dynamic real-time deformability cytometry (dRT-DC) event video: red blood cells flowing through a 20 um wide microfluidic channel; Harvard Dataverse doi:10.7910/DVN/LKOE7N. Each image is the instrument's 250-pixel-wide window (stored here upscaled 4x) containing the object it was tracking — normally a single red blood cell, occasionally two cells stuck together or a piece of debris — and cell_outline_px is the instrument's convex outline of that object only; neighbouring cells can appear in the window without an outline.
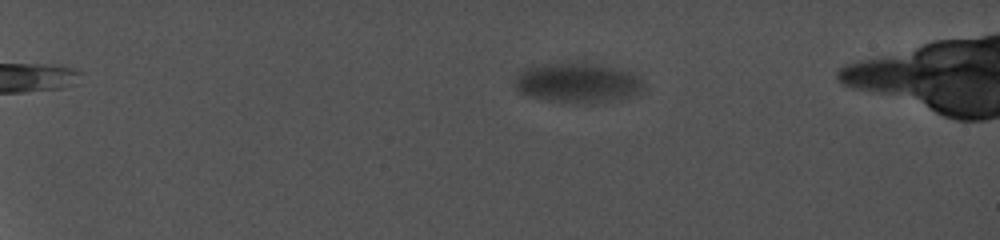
{"species": "common noctule bat (a hibernating species)", "species_latin": "Nyctalus noctula", "temperature_condition": "cold", "stored_images_in_passage": 47, "camera_frame_rate_fps": 5000, "um_per_image_px": 0.085, "animal": {"sex": "female", "body_mass_g": 19.0, "forearm_length_mm": 56.7}, "frame": {"image": 1, "passage_image": 6, "time_ms": 1.8, "image_size_px": [1000, 240], "cell_outline_px": [[644, 92], [640, 96], [620, 100], [588, 104], [572, 104], [548, 100], [516, 92], [512, 84], [516, 76], [524, 68], [544, 64], [584, 64], [612, 68], [628, 72], [640, 76], [644, 84]], "centroid_in_image_um": [49.13, 7.1], "position_along_channel_um": 35.9, "area_um2": 30.23}}
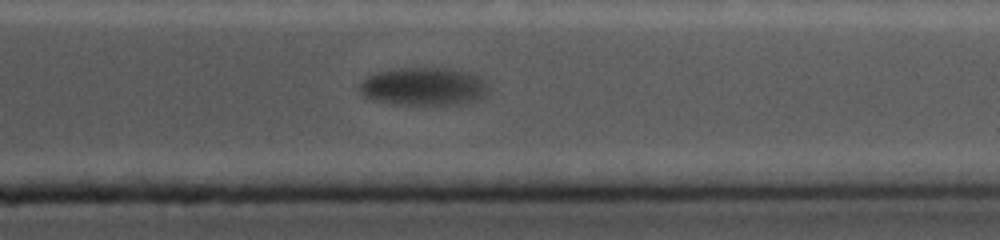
{"frame": {"image": 2, "passage_image": 44, "time_ms": 16.4, "image_size_px": [1000, 240], "cell_outline_px": [[488, 96], [480, 100], [460, 104], [408, 104], [372, 100], [360, 88], [360, 84], [368, 76], [376, 72], [400, 68], [452, 68], [472, 72], [488, 80]], "centroid_in_image_um": [36.18, 7.33], "position_along_channel_um": 375.2, "area_um2": 28.67}}
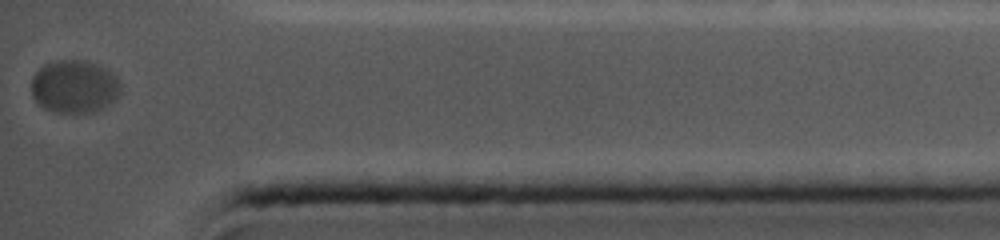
{"frame": {"image": 3, "passage_image": 47, "time_ms": 18.2, "image_size_px": [1000, 240], "cell_outline_px": [[120, 92], [108, 104], [92, 112], [56, 112], [44, 108], [32, 96], [32, 76], [44, 64], [60, 60], [84, 60], [96, 64], [104, 68], [116, 76], [120, 84]], "centroid_in_image_um": [6.3, 7.34], "position_along_channel_um": 428.9, "area_um2": 27.11}}